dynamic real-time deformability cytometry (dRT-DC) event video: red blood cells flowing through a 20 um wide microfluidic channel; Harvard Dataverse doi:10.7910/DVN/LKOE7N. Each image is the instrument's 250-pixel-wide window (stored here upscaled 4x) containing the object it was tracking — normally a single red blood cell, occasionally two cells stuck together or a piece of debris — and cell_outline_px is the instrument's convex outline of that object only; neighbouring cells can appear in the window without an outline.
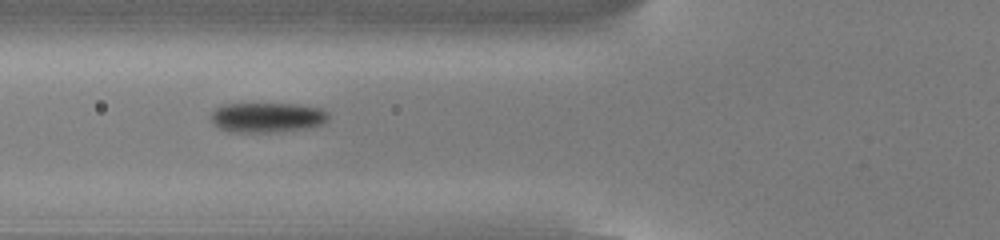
{"species": "common noctule bat (a hibernating species)", "species_latin": "Nyctalus noctula", "temperature_condition": "cold", "stored_images_in_passage": 36, "camera_frame_rate_fps": 3000, "um_per_image_px": 0.085, "animal": {"sex": "male", "body_mass_g": 13.0, "forearm_length_mm": 53.1}, "frame": {"image": 1, "passage_image": 4, "time_ms": 1.0, "image_size_px": [1000, 240], "cell_outline_px": [[328, 120], [320, 124], [304, 128], [268, 132], [228, 132], [220, 128], [212, 120], [212, 112], [216, 108], [224, 104], [292, 104], [320, 108], [328, 112]], "centroid_in_image_um": [22.69, 9.97], "position_along_channel_um": 103.1, "area_um2": 20.06}}
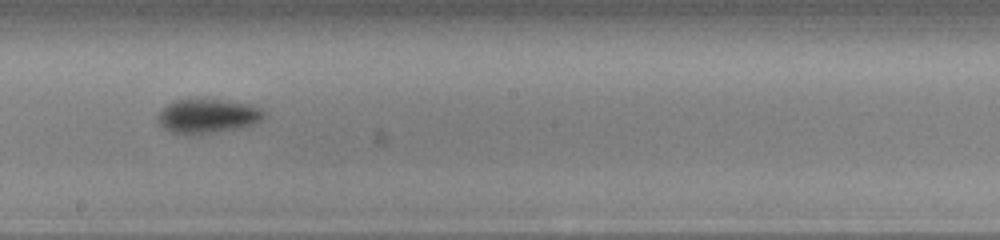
{"frame": {"image": 2, "passage_image": 14, "time_ms": 4.333, "image_size_px": [1000, 240], "cell_outline_px": [[268, 112], [260, 120], [244, 128], [200, 136], [184, 136], [172, 132], [164, 128], [156, 120], [156, 116], [172, 100], [220, 100], [248, 104], [260, 108]], "centroid_in_image_um": [17.64, 9.92], "position_along_channel_um": 230.6, "area_um2": 21.68}}
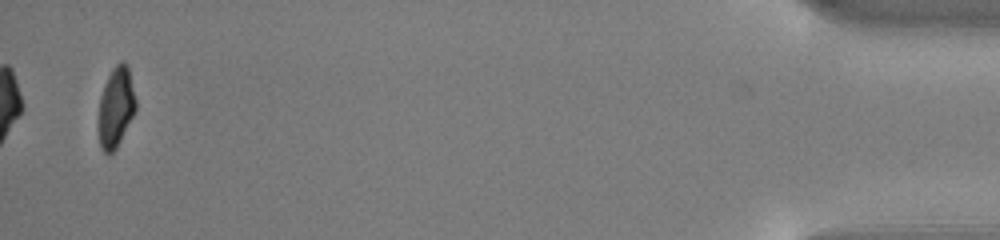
{"frame": {"image": 3, "passage_image": 36, "time_ms": 11.667, "image_size_px": [1000, 240], "cell_outline_px": [[136, 108], [116, 148], [108, 156], [100, 148], [100, 96], [104, 84], [112, 68], [120, 60], [124, 60], [128, 64], [136, 100]], "centroid_in_image_um": [9.87, 9.05], "position_along_channel_um": 425.3, "area_um2": 17.11}, "authors_computed_cell_mechanics": {"area_um2": 20.0855, "velocity_mm_per_s": 3.8234, "shape_relaxation_time_tau1_ms": 2.2532, "shape_relaxation_time_tau2_ms": null, "deformation_change_tau1": 0.1051, "deformation_change_tau2": null}}